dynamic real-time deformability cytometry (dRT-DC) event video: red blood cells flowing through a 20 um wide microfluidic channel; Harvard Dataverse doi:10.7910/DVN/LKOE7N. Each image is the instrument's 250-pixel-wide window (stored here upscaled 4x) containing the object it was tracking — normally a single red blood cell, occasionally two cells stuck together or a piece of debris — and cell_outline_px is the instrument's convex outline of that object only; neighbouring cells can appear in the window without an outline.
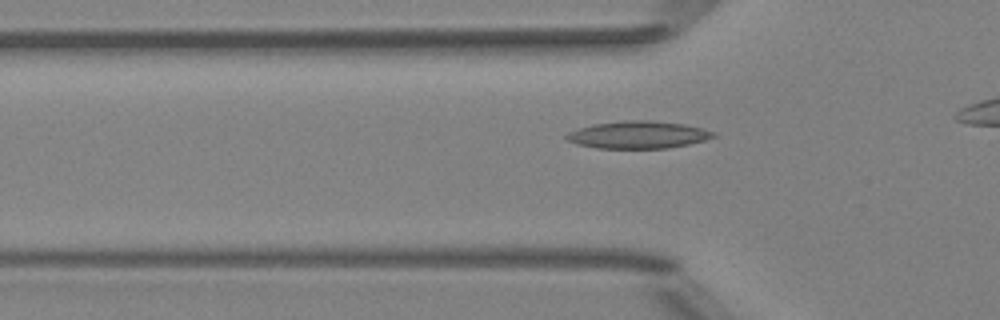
{"species": "Egyptian fruit bat (a non-hibernating species)", "species_latin": "Rousettus aegyptiacus", "temperature_condition": "room temperature", "stored_images_in_passage": 36, "camera_frame_rate_fps": 3000, "um_per_image_px": 0.085, "animal": {"sex": "female"}, "frame": {"image": 1, "passage_image": 11, "time_ms": 3.333, "image_size_px": [1000, 320], "cell_outline_px": [[716, 136], [704, 140], [688, 144], [668, 148], [596, 148], [576, 144], [568, 140], [564, 136], [568, 132], [592, 124], [620, 120], [652, 120], [684, 124], [704, 128], [716, 132]], "centroid_in_image_um": [54.24, 11.45], "position_along_channel_um": 71.6, "area_um2": 23.58}}
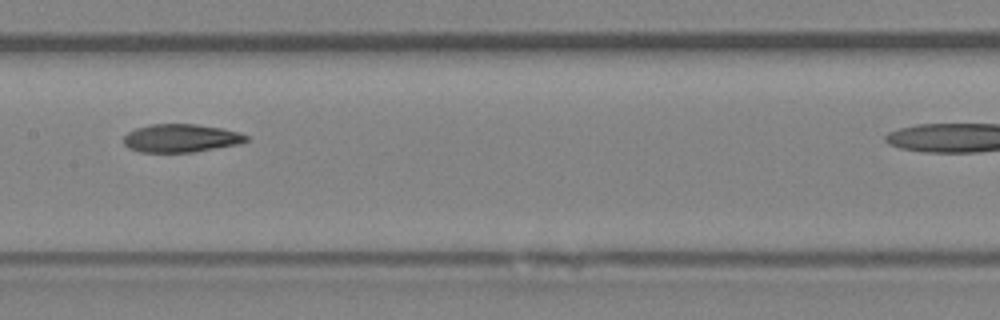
{"frame": {"image": 2, "passage_image": 20, "time_ms": 6.333, "image_size_px": [1000, 320], "cell_outline_px": [[248, 140], [240, 144], [192, 152], [140, 152], [128, 148], [124, 144], [124, 136], [128, 132], [136, 128], [152, 124], [196, 124], [220, 128], [236, 132], [248, 136]], "centroid_in_image_um": [15.35, 11.75], "position_along_channel_um": 192.0, "area_um2": 20.0}}
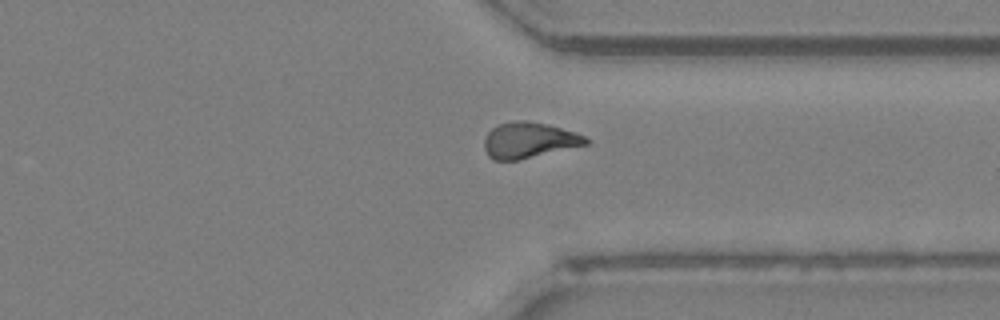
{"frame": {"image": 3, "passage_image": 33, "time_ms": 10.667, "image_size_px": [1000, 320], "cell_outline_px": [[592, 140], [588, 144], [520, 160], [492, 160], [488, 156], [484, 148], [484, 140], [488, 132], [492, 128], [500, 124], [516, 120], [524, 120], [548, 124], [576, 132]], "centroid_in_image_um": [44.98, 11.92], "position_along_channel_um": 366.4, "area_um2": 21.33}}